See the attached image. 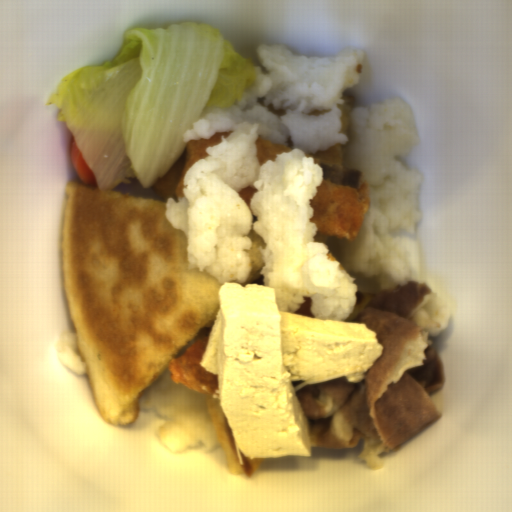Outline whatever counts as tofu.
Masks as SVG:
<instances>
[{"instance_id":"1","label":"tofu","mask_w":512,"mask_h":512,"mask_svg":"<svg viewBox=\"0 0 512 512\" xmlns=\"http://www.w3.org/2000/svg\"><path fill=\"white\" fill-rule=\"evenodd\" d=\"M200 364L217 375L222 411L247 458L312 457L292 381L368 371L384 346L365 323L281 312L275 290L224 283Z\"/></svg>"}]
</instances>
